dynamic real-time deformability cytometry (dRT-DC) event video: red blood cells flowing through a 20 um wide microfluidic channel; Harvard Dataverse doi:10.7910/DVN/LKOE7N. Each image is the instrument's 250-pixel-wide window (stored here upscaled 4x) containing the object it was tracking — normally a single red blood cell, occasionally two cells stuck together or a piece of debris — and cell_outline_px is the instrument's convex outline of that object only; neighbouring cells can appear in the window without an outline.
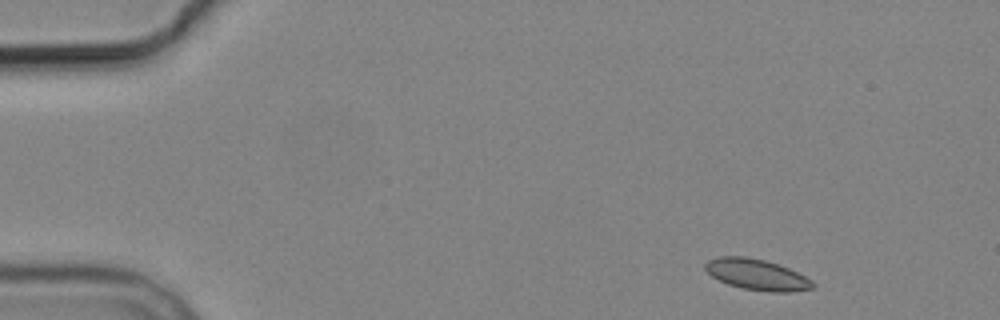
{"species": "common noctule bat (a hibernating species)", "species_latin": "Nyctalus noctula", "temperature_condition": "cold", "stored_images_in_passage": 4, "camera_frame_rate_fps": 3000, "um_per_image_px": 0.085, "animal": {"sex": "male", "body_mass_g": 19.2, "forearm_length_mm": 51.8}, "frame": {"image": 1, "passage_image": 1, "time_ms": 0.0, "image_size_px": [1000, 320], "cell_outline_px": [[816, 288], [788, 292], [772, 292], [740, 288], [728, 284], [712, 276], [704, 268], [704, 264], [708, 260], [720, 256], [744, 256], [764, 260], [788, 268], [812, 280], [816, 284]], "centroid_in_image_um": [64.34, 23.34], "position_along_channel_um": 20.7, "area_um2": 19.31}}
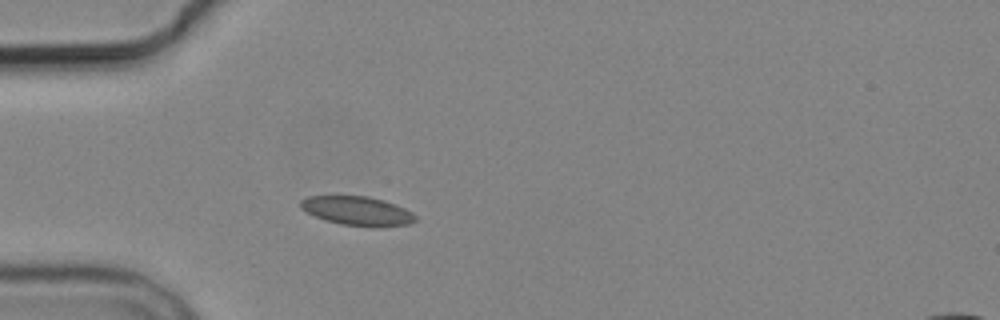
{"frame": {"image": 2, "passage_image": 4, "time_ms": 3.333, "image_size_px": [1000, 320], "cell_outline_px": [[416, 220], [408, 224], [372, 228], [340, 224], [324, 220], [300, 208], [300, 200], [308, 196], [368, 196], [384, 200], [396, 204], [412, 212], [416, 216]], "centroid_in_image_um": [30.39, 17.93], "position_along_channel_um": 54.6, "area_um2": 19.59}}